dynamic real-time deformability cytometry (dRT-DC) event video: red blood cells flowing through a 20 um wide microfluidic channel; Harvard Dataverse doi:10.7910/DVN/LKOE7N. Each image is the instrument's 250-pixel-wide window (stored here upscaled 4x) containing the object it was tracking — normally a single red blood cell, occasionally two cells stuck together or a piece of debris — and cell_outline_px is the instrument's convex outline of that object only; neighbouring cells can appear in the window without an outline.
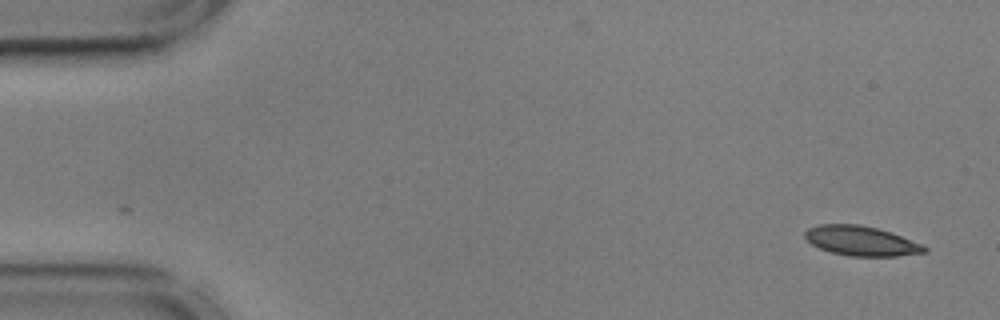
{"species": "common noctule bat (a hibernating species)", "species_latin": "Nyctalus noctula", "temperature_condition": "cold", "stored_images_in_passage": 12, "camera_frame_rate_fps": 3000, "um_per_image_px": 0.085, "animal": {"sex": "male", "body_mass_g": 17.9, "forearm_length_mm": 54.2}, "frame": {"image": 1, "passage_image": 1, "time_ms": 0.0, "image_size_px": [1000, 320], "cell_outline_px": [[928, 252], [896, 256], [848, 256], [832, 252], [820, 248], [812, 244], [804, 236], [804, 232], [808, 228], [820, 224], [860, 224], [892, 232], [920, 244], [928, 248]], "centroid_in_image_um": [73.2, 20.47], "position_along_channel_um": 11.8, "area_um2": 20.58}}
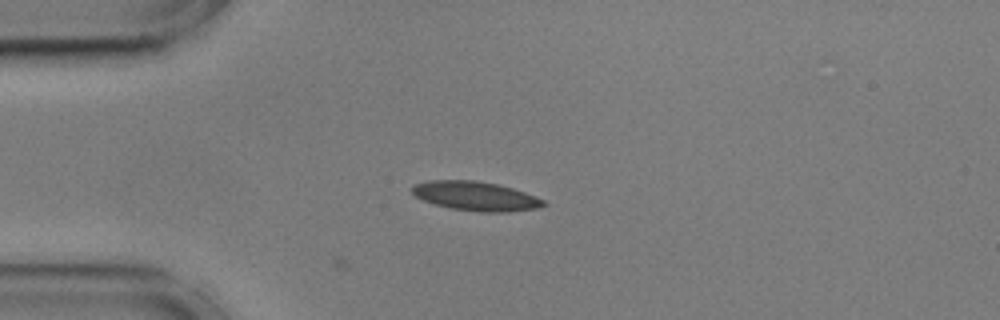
{"frame": {"image": 2, "passage_image": 12, "time_ms": 3.667, "image_size_px": [1000, 320], "cell_outline_px": [[548, 204], [540, 208], [508, 212], [480, 212], [448, 208], [424, 200], [416, 196], [412, 192], [412, 188], [416, 184], [428, 180], [476, 180], [496, 184], [512, 188], [524, 192], [544, 200]], "centroid_in_image_um": [40.46, 16.67], "position_along_channel_um": 44.5, "area_um2": 22.31}}